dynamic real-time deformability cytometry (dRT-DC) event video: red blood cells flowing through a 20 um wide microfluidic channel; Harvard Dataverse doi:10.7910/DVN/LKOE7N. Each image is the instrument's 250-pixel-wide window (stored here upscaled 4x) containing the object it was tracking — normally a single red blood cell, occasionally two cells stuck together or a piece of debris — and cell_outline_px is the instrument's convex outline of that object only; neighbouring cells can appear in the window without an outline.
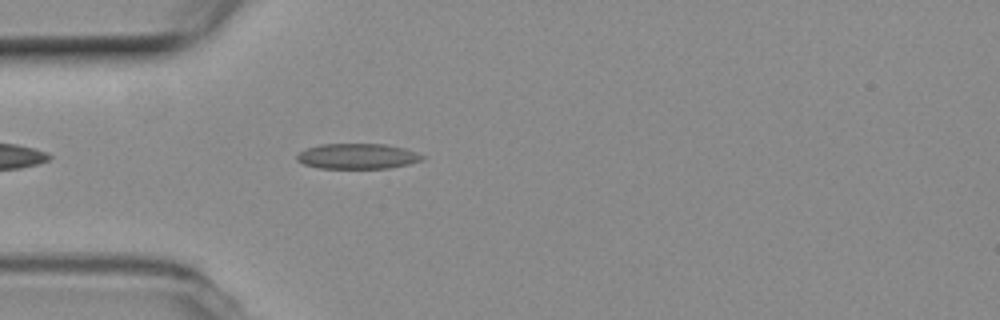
{"species": "common noctule bat (a hibernating species)", "species_latin": "Nyctalus noctula", "temperature_condition": "room temperature", "stored_images_in_passage": 18, "camera_frame_rate_fps": 3000, "um_per_image_px": 0.085, "animal": {"sex": "female", "body_mass_g": 19.3, "forearm_length_mm": 54.1}, "frame": {"image": 1, "passage_image": 5, "time_ms": 1.333, "image_size_px": [1000, 320], "cell_outline_px": [[424, 160], [408, 164], [388, 168], [320, 168], [304, 164], [296, 160], [296, 152], [304, 148], [320, 144], [384, 144], [404, 148], [416, 152], [424, 156]], "centroid_in_image_um": [30.34, 13.27], "position_along_channel_um": 54.7, "area_um2": 18.67}}
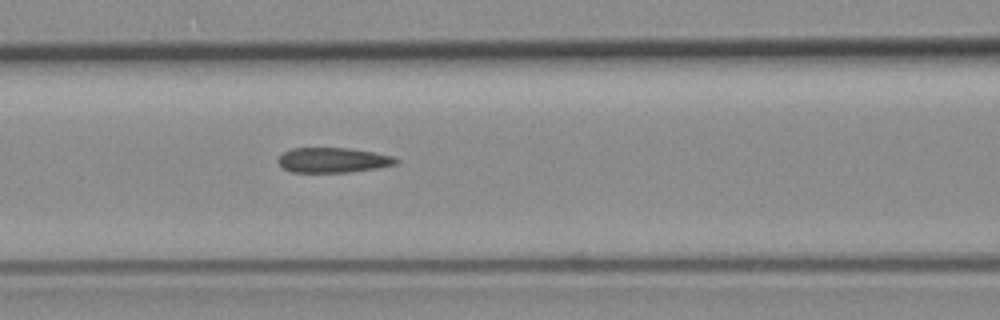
{"frame": {"image": 2, "passage_image": 12, "time_ms": 3.667, "image_size_px": [1000, 320], "cell_outline_px": [[400, 160], [396, 164], [376, 168], [352, 172], [292, 172], [284, 168], [276, 160], [284, 152], [292, 148], [348, 148], [372, 152], [392, 156]], "centroid_in_image_um": [28.3, 13.61], "position_along_channel_um": 138.3, "area_um2": 17.05}}
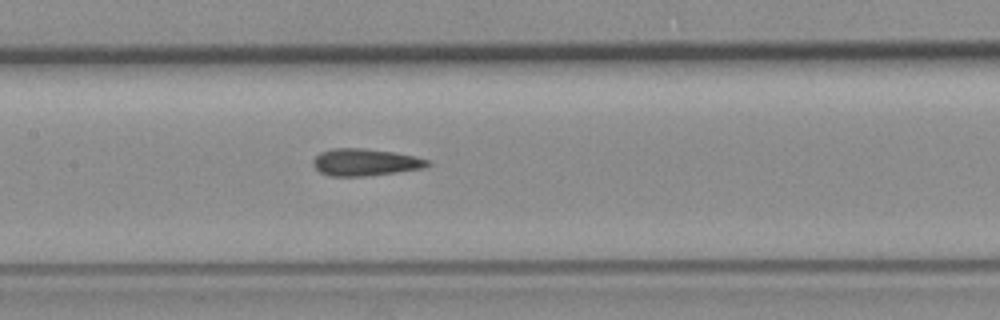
{"frame": {"image": 3, "passage_image": 15, "time_ms": 4.667, "image_size_px": [1000, 320], "cell_outline_px": [[432, 164], [424, 168], [396, 172], [364, 176], [332, 176], [320, 172], [312, 164], [312, 160], [320, 152], [332, 148], [364, 148], [392, 152], [412, 156], [428, 160]], "centroid_in_image_um": [31.01, 13.79], "position_along_channel_um": 176.4, "area_um2": 17.92}}